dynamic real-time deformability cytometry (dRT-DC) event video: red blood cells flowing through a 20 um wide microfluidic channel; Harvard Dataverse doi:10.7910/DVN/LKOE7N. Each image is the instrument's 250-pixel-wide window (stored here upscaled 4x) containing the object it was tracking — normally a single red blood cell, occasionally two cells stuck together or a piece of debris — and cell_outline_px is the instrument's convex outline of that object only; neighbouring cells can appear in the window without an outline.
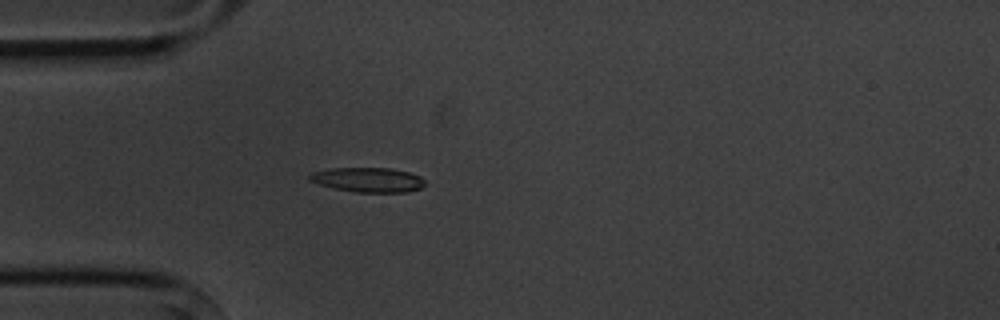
{"species": "common noctule bat (a hibernating species)", "species_latin": "Nyctalus noctula", "temperature_condition": "cold", "stored_images_in_passage": 4, "camera_frame_rate_fps": 3000, "um_per_image_px": 0.085, "animal": {"sex": "male", "body_mass_g": 20.1, "forearm_length_mm": 53.5}, "frame": {"image": 1, "passage_image": 4, "time_ms": 3.667, "image_size_px": [1000, 320], "cell_outline_px": [[424, 184], [420, 188], [408, 192], [356, 192], [336, 188], [320, 184], [308, 180], [308, 176], [312, 172], [332, 168], [388, 168], [408, 172], [420, 176], [424, 180]], "centroid_in_image_um": [31.28, 15.28], "position_along_channel_um": 53.7, "area_um2": 16.36}}